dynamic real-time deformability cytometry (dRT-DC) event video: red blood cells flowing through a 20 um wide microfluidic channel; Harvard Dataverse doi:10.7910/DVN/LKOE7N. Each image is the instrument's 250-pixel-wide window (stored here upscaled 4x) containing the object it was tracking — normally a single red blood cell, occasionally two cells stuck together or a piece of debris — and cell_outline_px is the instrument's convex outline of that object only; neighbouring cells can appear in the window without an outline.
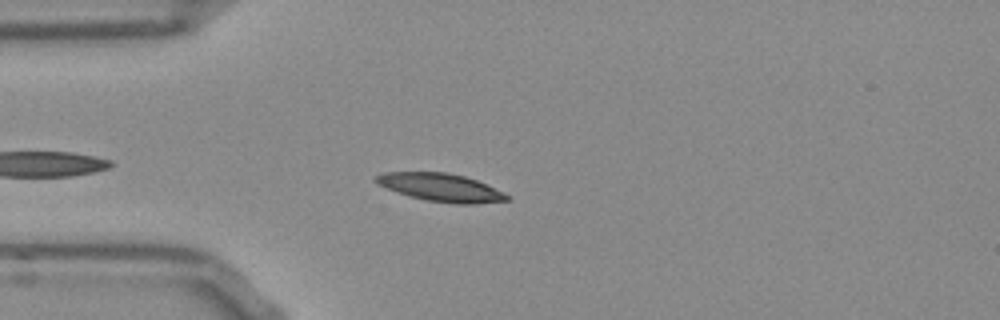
{"species": "Egyptian fruit bat (a non-hibernating species)", "species_latin": "Rousettus aegyptiacus", "temperature_condition": "room temperature", "stored_images_in_passage": 38, "camera_frame_rate_fps": 3000, "um_per_image_px": 0.085, "frame": {"image": 1, "passage_image": 5, "time_ms": 1.333, "image_size_px": [1000, 320], "cell_outline_px": [[512, 200], [476, 204], [456, 204], [424, 200], [408, 196], [396, 192], [376, 184], [372, 180], [376, 176], [384, 172], [448, 172], [464, 176], [476, 180], [504, 192], [512, 196]], "centroid_in_image_um": [37.48, 15.94], "position_along_channel_um": 47.5, "area_um2": 21.73}}
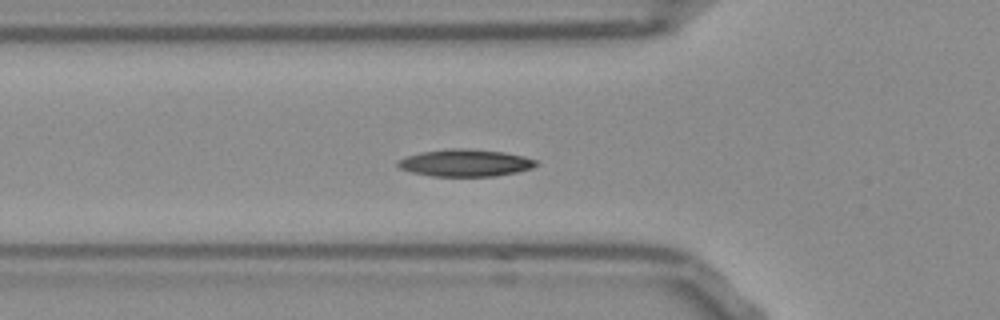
{"frame": {"image": 2, "passage_image": 9, "time_ms": 2.667, "image_size_px": [1000, 320], "cell_outline_px": [[540, 164], [532, 168], [516, 172], [496, 176], [432, 176], [412, 172], [400, 168], [396, 164], [396, 160], [408, 156], [424, 152], [448, 148], [468, 148], [504, 152], [524, 156], [536, 160]], "centroid_in_image_um": [39.58, 13.84], "position_along_channel_um": 86.2, "area_um2": 21.91}}
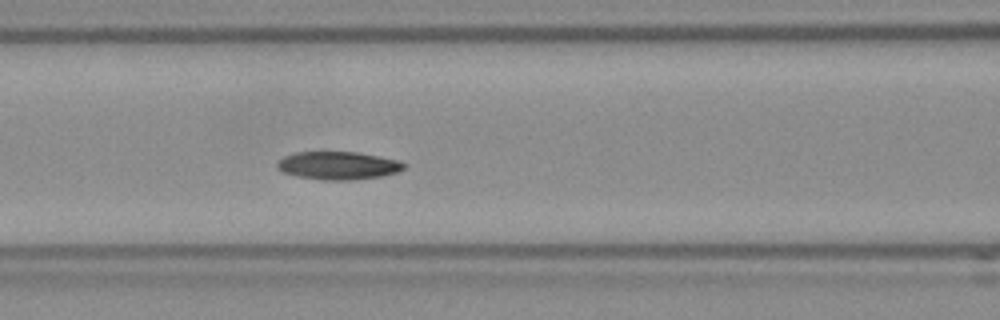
{"frame": {"image": 3, "passage_image": 13, "time_ms": 4.0, "image_size_px": [1000, 320], "cell_outline_px": [[404, 168], [396, 172], [380, 176], [352, 180], [320, 180], [296, 176], [284, 172], [276, 168], [276, 164], [284, 156], [296, 152], [356, 152], [396, 160], [404, 164]], "centroid_in_image_um": [28.67, 14.08], "position_along_channel_um": 137.9, "area_um2": 20.4}, "authors_computed_cell_mechanics": {"area_um2": 20.519, "velocity_mm_per_s": 3.8181, "shape_relaxation_time_tau1_ms": 4.1945, "shape_relaxation_time_tau2_ms": 2.0785, "deformation_change_tau1": 0.1256, "deformation_change_tau2": 0.0602}}